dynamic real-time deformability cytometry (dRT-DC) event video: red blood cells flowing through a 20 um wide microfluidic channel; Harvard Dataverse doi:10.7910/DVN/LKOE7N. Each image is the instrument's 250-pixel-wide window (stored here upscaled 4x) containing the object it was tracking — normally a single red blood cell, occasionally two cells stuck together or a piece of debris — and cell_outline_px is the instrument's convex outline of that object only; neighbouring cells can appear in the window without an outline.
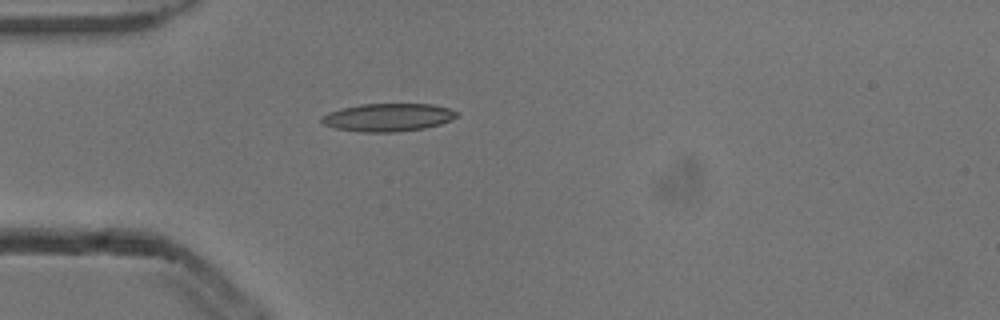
{"species": "common noctule bat (a hibernating species)", "species_latin": "Nyctalus noctula", "temperature_condition": "cold", "stored_images_in_passage": 5, "camera_frame_rate_fps": 3000, "um_per_image_px": 0.085, "animal": {"sex": "male", "body_mass_g": 13.3}, "frame": {"image": 1, "passage_image": 5, "time_ms": 1.333, "image_size_px": [1000, 320], "cell_outline_px": [[460, 112], [452, 120], [440, 124], [424, 128], [396, 132], [360, 132], [336, 128], [324, 124], [320, 120], [328, 112], [340, 108], [360, 104], [432, 104], [448, 108]], "centroid_in_image_um": [32.99, 9.97], "position_along_channel_um": 52.0, "area_um2": 22.02}}